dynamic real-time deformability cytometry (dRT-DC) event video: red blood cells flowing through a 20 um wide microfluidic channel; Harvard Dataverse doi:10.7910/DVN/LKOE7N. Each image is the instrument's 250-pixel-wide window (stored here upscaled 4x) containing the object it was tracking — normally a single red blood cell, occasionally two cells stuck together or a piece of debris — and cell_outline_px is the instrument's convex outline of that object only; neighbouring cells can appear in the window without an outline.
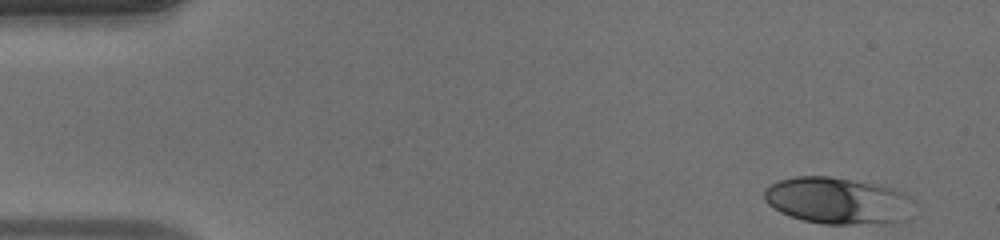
{"species": "human", "species_latin": "Homo sapiens", "temperature_condition": "warm", "stored_images_in_passage": 47, "camera_frame_rate_fps": 3000, "um_per_image_px": 0.085, "donor": {"sex": "male"}, "frame": {"image": 1, "passage_image": 1, "time_ms": 0.0, "image_size_px": [1000, 240], "cell_outline_px": [[916, 204], [892, 224], [824, 224], [804, 220], [780, 212], [768, 204], [764, 200], [764, 188], [768, 184], [780, 180], [796, 176], [828, 176], [880, 184], [904, 192]], "centroid_in_image_um": [71.17, 17.04], "position_along_channel_um": 13.8, "area_um2": 40.75}}
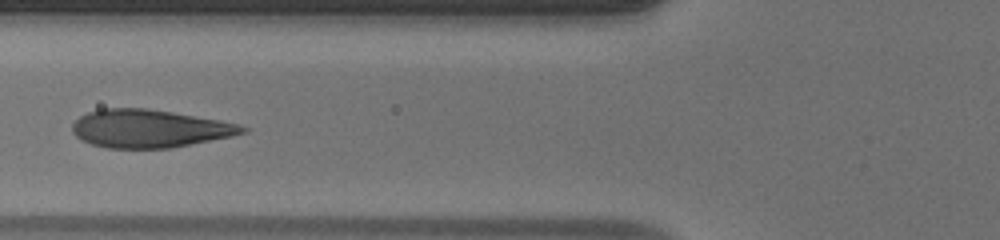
{"frame": {"image": 2, "passage_image": 17, "time_ms": 5.333, "image_size_px": [1000, 240], "cell_outline_px": [[248, 132], [232, 136], [172, 148], [108, 148], [92, 144], [80, 140], [72, 132], [72, 124], [80, 116], [88, 112], [100, 108], [148, 108], [220, 120], [240, 124], [248, 128]], "centroid_in_image_um": [12.7, 10.93], "position_along_channel_um": 113.1, "area_um2": 37.8}}
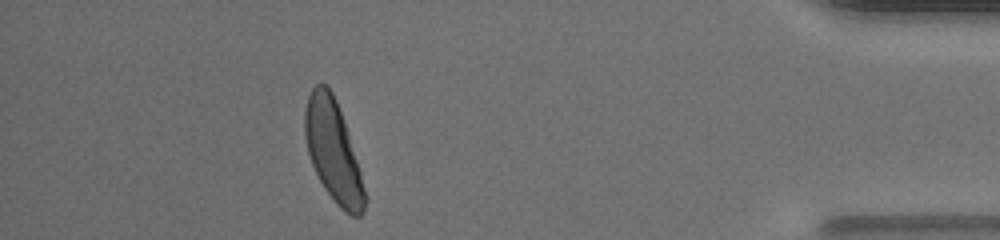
{"frame": {"image": 3, "passage_image": 42, "time_ms": 13.667, "image_size_px": [1000, 240], "cell_outline_px": [[368, 200], [364, 212], [360, 216], [352, 216], [344, 212], [336, 204], [324, 188], [312, 164], [308, 152], [304, 136], [304, 112], [308, 96], [312, 88], [316, 84], [328, 84], [336, 100], [344, 120], [368, 196]], "centroid_in_image_um": [28.33, 12.88], "position_along_channel_um": 406.9, "area_um2": 35.49}, "authors_computed_cell_mechanics": {"area_um2": 37.2232, "velocity_mm_per_s": 4.122, "shape_relaxation_time_tau1_ms": 2.9805, "shape_relaxation_time_tau2_ms": null, "deformation_change_tau1": 0.1926, "deformation_change_tau2": null}}